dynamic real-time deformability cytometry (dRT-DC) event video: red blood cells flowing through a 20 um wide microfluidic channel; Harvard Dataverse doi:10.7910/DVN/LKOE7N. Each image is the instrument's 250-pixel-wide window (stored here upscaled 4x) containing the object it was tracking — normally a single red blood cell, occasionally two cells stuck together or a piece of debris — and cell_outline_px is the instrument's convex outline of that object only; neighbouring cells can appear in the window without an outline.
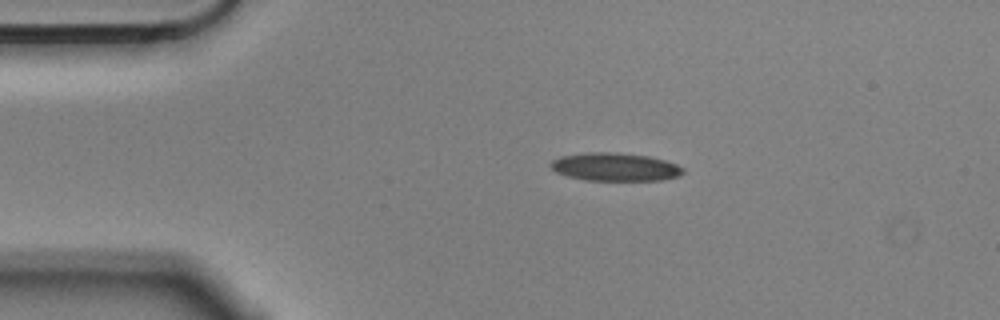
{"species": "Egyptian fruit bat (a non-hibernating species)", "species_latin": "Rousettus aegyptiacus", "temperature_condition": "cold", "stored_images_in_passage": 3, "camera_frame_rate_fps": 3000, "um_per_image_px": 0.085, "animal": {"sex": "male"}, "frame": {"image": 1, "passage_image": 1, "time_ms": 0.0, "image_size_px": [1000, 320], "cell_outline_px": [[684, 172], [676, 176], [660, 180], [584, 180], [568, 176], [556, 172], [548, 164], [552, 160], [560, 156], [588, 152], [616, 152], [648, 156], [664, 160], [676, 164], [684, 168]], "centroid_in_image_um": [52.24, 14.18], "position_along_channel_um": 32.8, "area_um2": 21.62}}
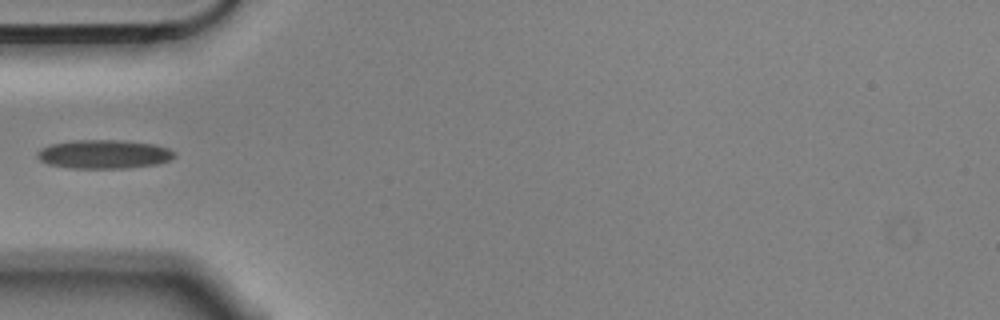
{"frame": {"image": 2, "passage_image": 3, "time_ms": 0.667, "image_size_px": [1000, 320], "cell_outline_px": [[176, 156], [168, 160], [156, 164], [124, 168], [68, 168], [48, 164], [40, 160], [36, 156], [36, 152], [52, 144], [76, 140], [116, 140], [152, 144], [168, 148], [176, 152]], "centroid_in_image_um": [8.83, 13.11], "position_along_channel_um": 76.2, "area_um2": 22.77}}